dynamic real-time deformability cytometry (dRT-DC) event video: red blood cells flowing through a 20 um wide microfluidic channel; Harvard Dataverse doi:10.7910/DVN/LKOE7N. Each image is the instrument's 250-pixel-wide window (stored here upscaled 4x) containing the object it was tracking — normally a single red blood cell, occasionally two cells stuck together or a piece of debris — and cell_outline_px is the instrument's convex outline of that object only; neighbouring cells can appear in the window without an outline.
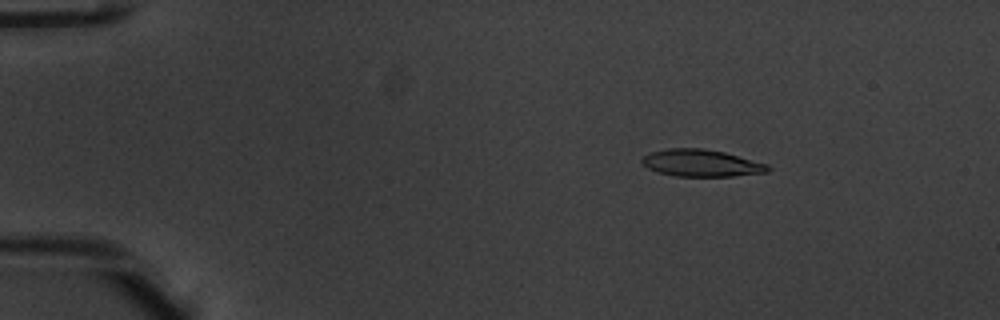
{"species": "common noctule bat (a hibernating species)", "species_latin": "Nyctalus noctula", "temperature_condition": "warm", "stored_images_in_passage": 52, "camera_frame_rate_fps": 3000, "um_per_image_px": 0.085, "animal": {"sex": "male", "body_mass_g": 20.1, "forearm_length_mm": 53.5}, "frame": {"image": 1, "passage_image": 7, "time_ms": 2.0, "image_size_px": [1000, 320], "cell_outline_px": [[772, 168], [768, 172], [732, 176], [676, 176], [656, 172], [648, 168], [640, 160], [648, 152], [668, 148], [704, 148], [724, 152], [768, 164]], "centroid_in_image_um": [59.6, 13.85], "position_along_channel_um": 25.4, "area_um2": 19.94}}
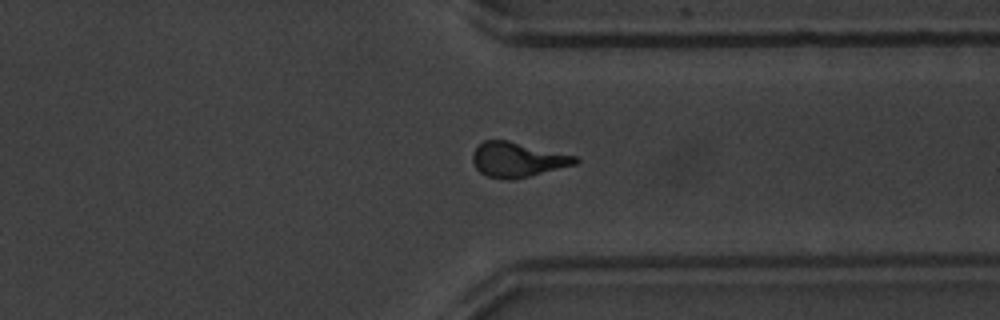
{"frame": {"image": 2, "passage_image": 40, "time_ms": 13.0, "image_size_px": [1000, 320], "cell_outline_px": [[580, 160], [576, 164], [512, 180], [504, 180], [488, 176], [480, 172], [476, 168], [472, 160], [472, 152], [484, 140], [508, 140], [576, 156]], "centroid_in_image_um": [43.97, 13.57], "position_along_channel_um": 367.4, "area_um2": 20.69}}
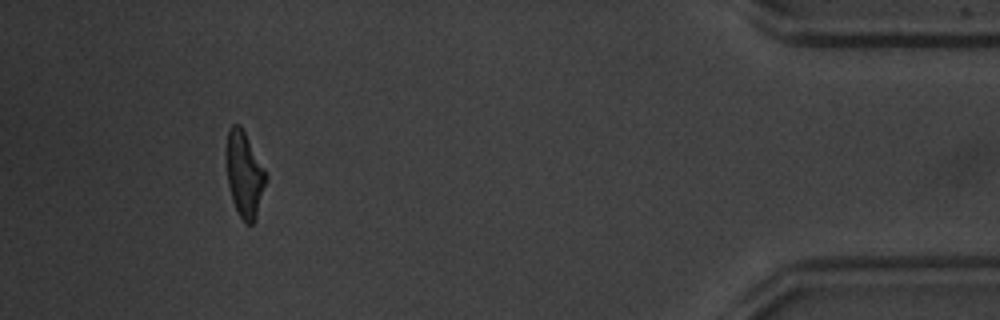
{"frame": {"image": 3, "passage_image": 48, "time_ms": 15.667, "image_size_px": [1000, 320], "cell_outline_px": [[268, 176], [256, 220], [252, 224], [248, 224], [240, 216], [232, 200], [228, 184], [224, 156], [224, 152], [228, 132], [232, 124], [240, 124], [264, 168]], "centroid_in_image_um": [20.75, 14.8], "position_along_channel_um": 414.4, "area_um2": 20.0}, "authors_computed_cell_mechanics": {"area_um2": 20.3167, "velocity_mm_per_s": 3.8662, "shape_relaxation_time_tau1_ms": 4.627, "shape_relaxation_time_tau2_ms": 1.6961, "deformation_change_tau1": 0.206, "deformation_change_tau2": 0.1099}}